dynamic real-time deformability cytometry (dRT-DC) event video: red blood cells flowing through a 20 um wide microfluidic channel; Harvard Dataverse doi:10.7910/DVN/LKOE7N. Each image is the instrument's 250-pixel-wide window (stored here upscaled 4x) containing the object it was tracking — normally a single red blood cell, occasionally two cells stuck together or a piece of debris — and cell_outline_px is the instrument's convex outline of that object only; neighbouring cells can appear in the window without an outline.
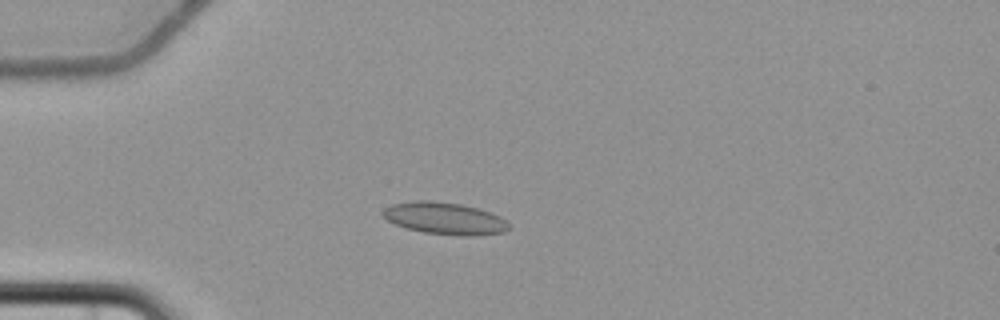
{"species": "common noctule bat (a hibernating species)", "species_latin": "Nyctalus noctula", "temperature_condition": "cold", "stored_images_in_passage": 6, "camera_frame_rate_fps": 3000, "um_per_image_px": 0.085, "animal": {"sex": "female", "body_mass_g": 22.7, "forearm_length_mm": 54.2}, "frame": {"image": 1, "passage_image": 5, "time_ms": 4.667, "image_size_px": [1000, 320], "cell_outline_px": [[508, 228], [504, 232], [472, 236], [460, 236], [424, 232], [408, 228], [396, 224], [388, 220], [384, 216], [384, 208], [392, 204], [416, 200], [428, 200], [460, 204], [492, 212], [500, 216], [508, 224]], "centroid_in_image_um": [37.82, 18.56], "position_along_channel_um": 47.2, "area_um2": 23.24}}